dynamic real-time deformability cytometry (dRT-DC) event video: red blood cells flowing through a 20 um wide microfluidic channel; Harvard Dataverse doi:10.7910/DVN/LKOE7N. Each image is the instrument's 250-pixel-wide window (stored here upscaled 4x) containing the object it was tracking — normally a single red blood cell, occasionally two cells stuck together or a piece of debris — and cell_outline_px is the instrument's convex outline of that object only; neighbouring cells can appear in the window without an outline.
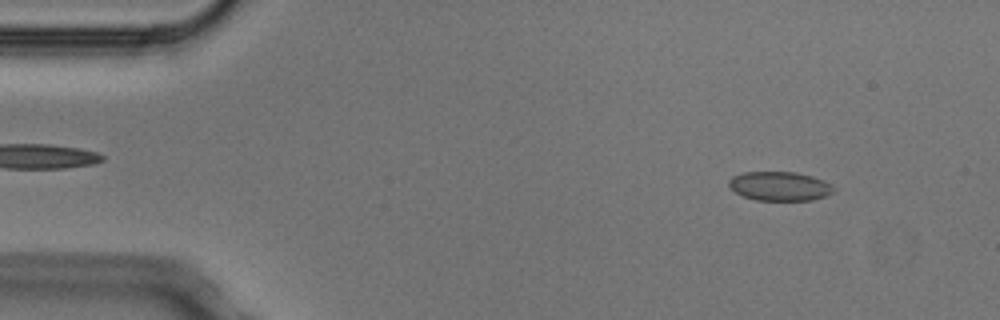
{"species": "Egyptian fruit bat (a non-hibernating species)", "species_latin": "Rousettus aegyptiacus", "temperature_condition": "cold", "stored_images_in_passage": 3, "segment_of_instrument_passage": [2, 2], "camera_frame_rate_fps": 3000, "um_per_image_px": 0.085, "animal": {"sex": "male"}, "frame": {"image": 1, "passage_image": 3, "time_ms": 0.667, "image_size_px": [1000, 320], "cell_outline_px": [[836, 192], [812, 200], [756, 200], [744, 196], [736, 192], [728, 184], [728, 180], [732, 176], [744, 172], [796, 172], [812, 176], [824, 180], [832, 184], [836, 188]], "centroid_in_image_um": [66.32, 15.82], "position_along_channel_um": 18.7, "area_um2": 17.86}}